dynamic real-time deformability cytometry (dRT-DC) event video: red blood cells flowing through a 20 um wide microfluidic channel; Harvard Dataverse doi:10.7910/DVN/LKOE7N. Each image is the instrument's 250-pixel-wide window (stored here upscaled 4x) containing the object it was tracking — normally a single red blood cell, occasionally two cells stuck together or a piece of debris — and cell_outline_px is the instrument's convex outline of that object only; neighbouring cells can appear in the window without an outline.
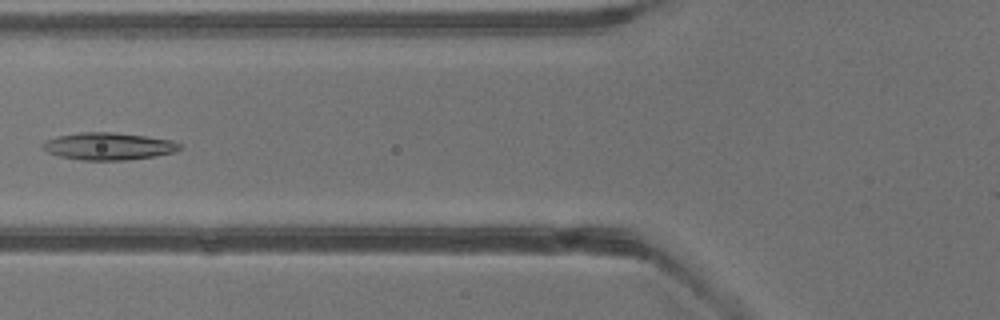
{"species": "common noctule bat (a hibernating species)", "species_latin": "Nyctalus noctula", "temperature_condition": "warm", "stored_images_in_passage": 4, "camera_frame_rate_fps": 3000, "um_per_image_px": 0.085, "animal": {"sex": "male", "body_mass_g": 13.3}, "frame": {"image": 1, "passage_image": 4, "time_ms": 3.667, "image_size_px": [1000, 320], "cell_outline_px": [[184, 148], [172, 152], [156, 156], [124, 160], [80, 160], [60, 156], [48, 152], [40, 148], [40, 144], [44, 140], [56, 136], [80, 132], [112, 132], [144, 136], [172, 140], [180, 144]], "centroid_in_image_um": [9.17, 12.43], "position_along_channel_um": 116.6, "area_um2": 21.91}}